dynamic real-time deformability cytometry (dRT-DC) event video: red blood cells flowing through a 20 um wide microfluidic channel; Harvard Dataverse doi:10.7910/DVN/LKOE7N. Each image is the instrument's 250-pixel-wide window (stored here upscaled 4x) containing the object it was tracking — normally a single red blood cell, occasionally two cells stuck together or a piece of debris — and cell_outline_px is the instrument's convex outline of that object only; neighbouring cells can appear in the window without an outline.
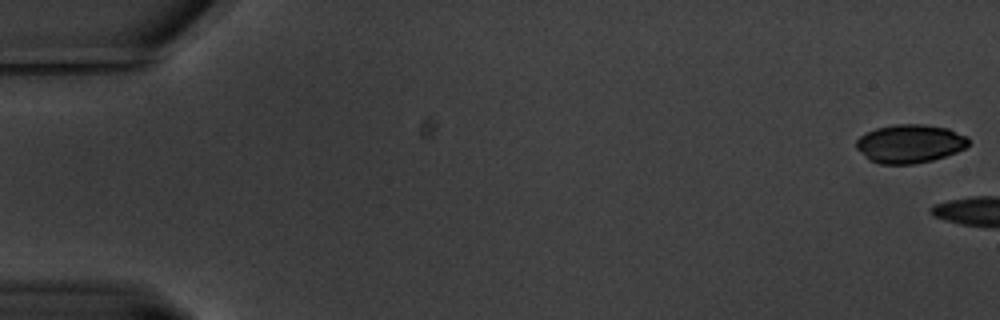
{"species": "common noctule bat (a hibernating species)", "species_latin": "Nyctalus noctula", "temperature_condition": "warm", "stored_images_in_passage": 5, "camera_frame_rate_fps": 3000, "um_per_image_px": 0.085, "animal": {"sex": "male", "body_mass_g": 20.1, "forearm_length_mm": 53.5}, "frame": {"image": 1, "passage_image": 1, "time_ms": 0.0, "image_size_px": [1000, 320], "cell_outline_px": [[968, 144], [964, 148], [956, 152], [932, 160], [912, 164], [880, 164], [868, 160], [856, 148], [856, 140], [860, 136], [876, 128], [896, 124], [924, 124], [948, 128], [968, 136]], "centroid_in_image_um": [77.32, 12.21], "position_along_channel_um": 7.7, "area_um2": 25.2}}